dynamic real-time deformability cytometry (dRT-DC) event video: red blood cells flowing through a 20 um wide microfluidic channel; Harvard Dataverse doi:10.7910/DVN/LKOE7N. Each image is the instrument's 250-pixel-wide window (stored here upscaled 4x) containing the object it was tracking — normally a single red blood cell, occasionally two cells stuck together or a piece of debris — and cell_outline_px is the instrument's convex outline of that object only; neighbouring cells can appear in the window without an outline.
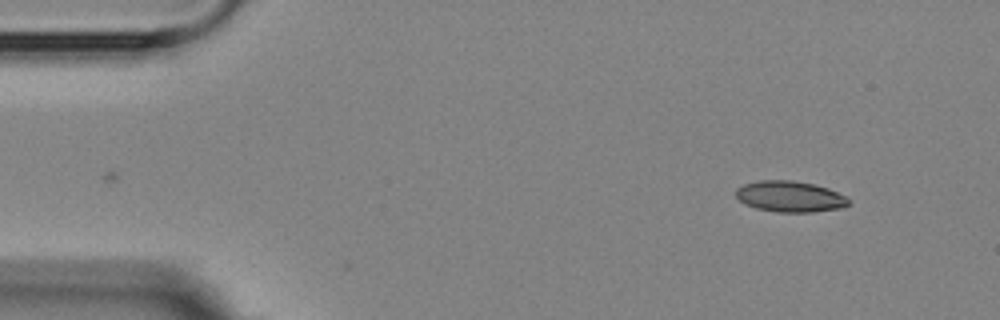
{"species": "Egyptian fruit bat (a non-hibernating species)", "species_latin": "Rousettus aegyptiacus", "temperature_condition": "room temperature", "stored_images_in_passage": 3, "camera_frame_rate_fps": 3000, "um_per_image_px": 0.085, "animal": {"sex": "female"}, "frame": {"image": 1, "passage_image": 3, "time_ms": 2.333, "image_size_px": [1000, 320], "cell_outline_px": [[852, 204], [844, 208], [812, 212], [776, 212], [756, 208], [744, 204], [736, 196], [736, 188], [744, 184], [760, 180], [792, 180], [816, 184], [828, 188], [848, 196], [852, 200]], "centroid_in_image_um": [67.22, 16.71], "position_along_channel_um": 17.8, "area_um2": 20.81}}